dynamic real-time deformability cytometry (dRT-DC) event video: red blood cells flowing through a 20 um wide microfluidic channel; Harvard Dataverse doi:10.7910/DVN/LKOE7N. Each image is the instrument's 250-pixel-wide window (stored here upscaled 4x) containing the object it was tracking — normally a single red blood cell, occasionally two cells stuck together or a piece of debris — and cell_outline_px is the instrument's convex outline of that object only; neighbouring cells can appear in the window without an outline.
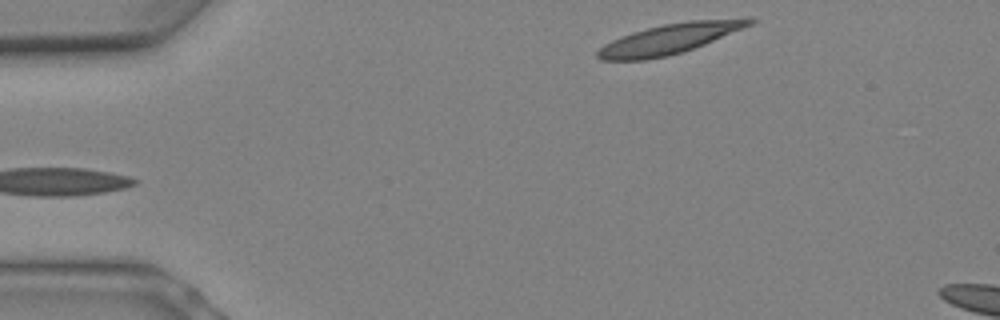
{"species": "Egyptian fruit bat (a non-hibernating species)", "species_latin": "Rousettus aegyptiacus", "temperature_condition": "warm", "stored_images_in_passage": 7, "segment_of_instrument_passage": [2, 2], "camera_frame_rate_fps": 3000, "um_per_image_px": 0.085, "animal": {"sex": "female"}, "frame": {"image": 1, "passage_image": 7, "time_ms": 2.0, "image_size_px": [1000, 320], "cell_outline_px": [[756, 20], [752, 24], [704, 44], [668, 56], [644, 60], [600, 60], [596, 56], [596, 52], [604, 44], [620, 36], [632, 32], [664, 24], [688, 20], [752, 16]], "centroid_in_image_um": [56.95, 3.27], "position_along_channel_um": 28.1, "area_um2": 26.76}}